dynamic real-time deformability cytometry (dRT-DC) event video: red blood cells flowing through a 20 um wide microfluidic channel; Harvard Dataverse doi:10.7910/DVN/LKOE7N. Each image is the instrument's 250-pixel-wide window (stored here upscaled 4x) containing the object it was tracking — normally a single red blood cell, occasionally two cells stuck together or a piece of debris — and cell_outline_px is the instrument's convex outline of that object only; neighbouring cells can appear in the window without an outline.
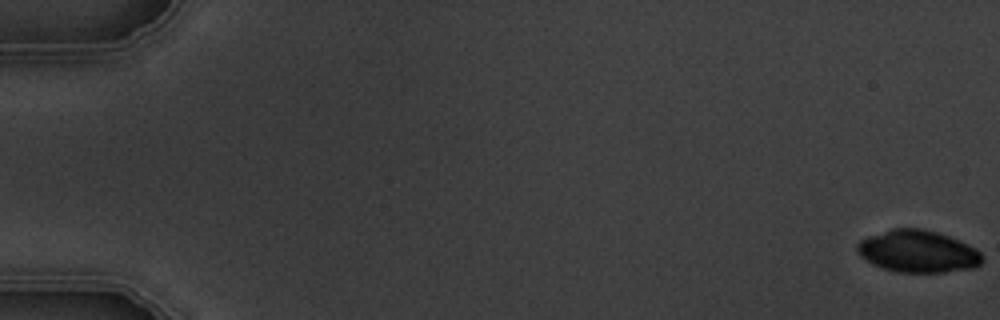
{"species": "common noctule bat (a hibernating species)", "species_latin": "Nyctalus noctula", "temperature_condition": "warm", "stored_images_in_passage": 6, "camera_frame_rate_fps": 3000, "um_per_image_px": 0.085, "animal": {"sex": "male", "body_mass_g": 19.5, "forearm_length_mm": 54.6}, "frame": {"image": 1, "passage_image": 1, "time_ms": 0.0, "image_size_px": [1000, 320], "cell_outline_px": [[984, 260], [980, 264], [972, 268], [944, 272], [900, 272], [884, 268], [872, 264], [860, 256], [856, 252], [856, 244], [860, 240], [868, 236], [892, 228], [920, 228], [936, 232], [948, 236], [968, 244], [976, 248], [984, 256]], "centroid_in_image_um": [78.01, 21.36], "position_along_channel_um": 7.0, "area_um2": 30.75}}